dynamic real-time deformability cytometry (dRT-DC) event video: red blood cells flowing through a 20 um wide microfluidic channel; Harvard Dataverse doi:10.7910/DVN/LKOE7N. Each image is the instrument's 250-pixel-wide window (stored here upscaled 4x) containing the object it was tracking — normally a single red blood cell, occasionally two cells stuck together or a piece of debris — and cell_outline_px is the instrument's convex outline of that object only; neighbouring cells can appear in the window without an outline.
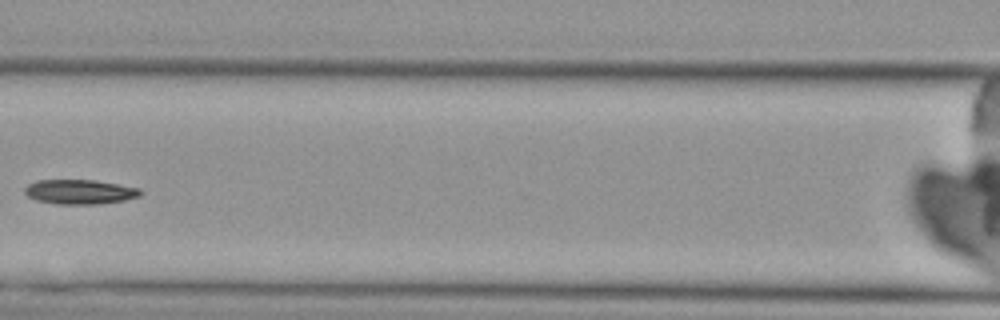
{"species": "Egyptian fruit bat (a non-hibernating species)", "species_latin": "Rousettus aegyptiacus", "temperature_condition": "cold", "stored_images_in_passage": 6, "camera_frame_rate_fps": 3000, "um_per_image_px": 0.085, "animal": {"sex": "female"}, "frame": {"image": 1, "passage_image": 5, "time_ms": 4.667, "image_size_px": [1000, 320], "cell_outline_px": [[144, 192], [140, 196], [124, 200], [96, 204], [56, 204], [36, 200], [28, 196], [24, 192], [24, 188], [28, 184], [36, 180], [96, 180], [140, 188]], "centroid_in_image_um": [6.79, 16.3], "position_along_channel_um": 159.8, "area_um2": 16.65}}
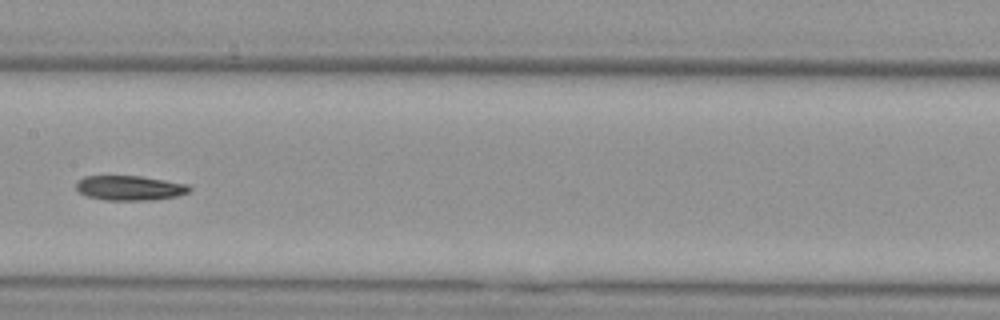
{"frame": {"image": 2, "passage_image": 6, "time_ms": 5.667, "image_size_px": [1000, 320], "cell_outline_px": [[192, 188], [188, 192], [176, 196], [152, 200], [104, 200], [84, 196], [76, 188], [76, 184], [84, 176], [140, 176], [188, 184]], "centroid_in_image_um": [11.02, 15.98], "position_along_channel_um": 196.4, "area_um2": 16.3}}